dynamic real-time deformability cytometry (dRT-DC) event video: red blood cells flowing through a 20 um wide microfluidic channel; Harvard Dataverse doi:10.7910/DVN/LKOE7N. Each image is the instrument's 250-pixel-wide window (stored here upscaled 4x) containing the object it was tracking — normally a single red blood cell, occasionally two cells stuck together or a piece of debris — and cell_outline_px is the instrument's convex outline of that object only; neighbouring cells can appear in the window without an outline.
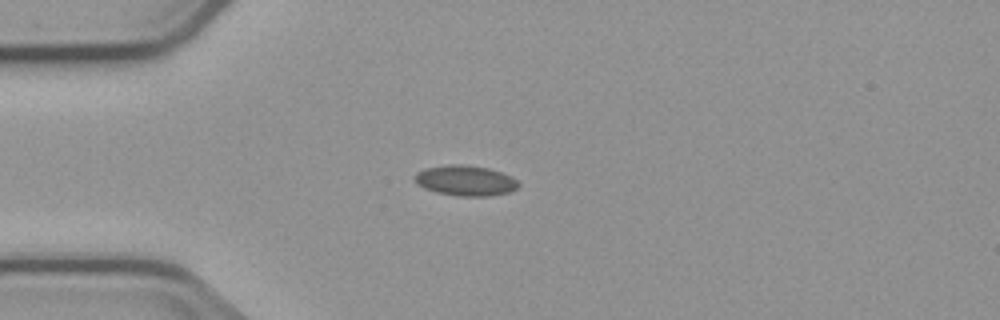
{"species": "common noctule bat (a hibernating species)", "species_latin": "Nyctalus noctula", "temperature_condition": "cold", "stored_images_in_passage": 2, "camera_frame_rate_fps": 3000, "um_per_image_px": 0.085, "animal": {"sex": "male", "body_mass_g": 23.1, "forearm_length_mm": 52.7}, "frame": {"image": 1, "passage_image": 1, "time_ms": 0.0, "image_size_px": [1000, 320], "cell_outline_px": [[520, 184], [516, 188], [508, 192], [492, 196], [456, 196], [436, 192], [424, 188], [416, 184], [412, 176], [416, 172], [424, 168], [448, 164], [464, 164], [488, 168], [512, 176]], "centroid_in_image_um": [39.51, 15.34], "position_along_channel_um": 45.5, "area_um2": 18.61}}